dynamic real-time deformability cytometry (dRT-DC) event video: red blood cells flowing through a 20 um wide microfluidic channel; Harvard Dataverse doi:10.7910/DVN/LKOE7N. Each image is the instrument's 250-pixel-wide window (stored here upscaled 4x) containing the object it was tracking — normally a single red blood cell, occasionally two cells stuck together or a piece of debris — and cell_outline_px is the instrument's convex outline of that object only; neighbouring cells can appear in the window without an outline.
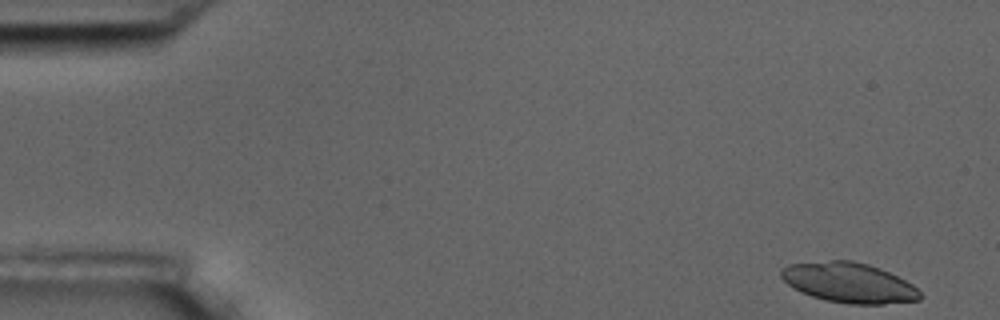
{"species": "common noctule bat (a hibernating species)", "species_latin": "Nyctalus noctula", "temperature_condition": "room temperature", "stored_images_in_passage": 5, "camera_frame_rate_fps": 3000, "um_per_image_px": 0.085, "animal": {"sex": "male", "body_mass_g": 17.5, "forearm_length_mm": 52.3}, "frame": {"image": 1, "passage_image": 1, "time_ms": 0.0, "image_size_px": [1000, 320], "cell_outline_px": [[924, 296], [920, 300], [884, 304], [848, 304], [824, 300], [800, 292], [788, 284], [780, 276], [780, 272], [788, 264], [832, 260], [852, 260], [868, 264], [880, 268], [912, 284]], "centroid_in_image_um": [72.17, 24.03], "position_along_channel_um": 12.8, "area_um2": 32.43}}